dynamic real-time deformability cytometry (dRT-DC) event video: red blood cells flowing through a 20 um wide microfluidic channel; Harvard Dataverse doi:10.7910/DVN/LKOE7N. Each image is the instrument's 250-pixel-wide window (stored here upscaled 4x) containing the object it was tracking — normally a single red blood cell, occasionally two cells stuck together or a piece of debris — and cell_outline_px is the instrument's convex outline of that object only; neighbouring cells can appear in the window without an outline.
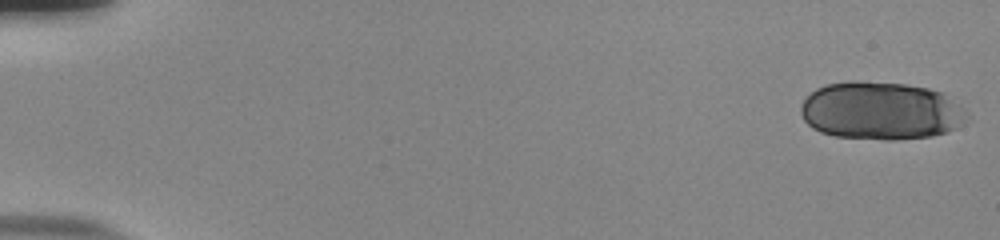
{"species": "human", "species_latin": "Homo sapiens", "temperature_condition": "room temperature", "stored_images_in_passage": 51, "camera_frame_rate_fps": 3000, "um_per_image_px": 0.085, "donor": {"sex": "male"}, "frame": {"image": 1, "passage_image": 1, "time_ms": 0.0, "image_size_px": [1000, 240], "cell_outline_px": [[964, 120], [956, 128], [948, 132], [932, 136], [896, 140], [884, 140], [836, 136], [820, 132], [812, 128], [804, 120], [800, 112], [800, 104], [816, 88], [828, 84], [852, 80], [904, 84], [928, 88], [944, 92], [960, 108]], "centroid_in_image_um": [74.8, 9.42], "position_along_channel_um": 10.2, "area_um2": 55.83}}
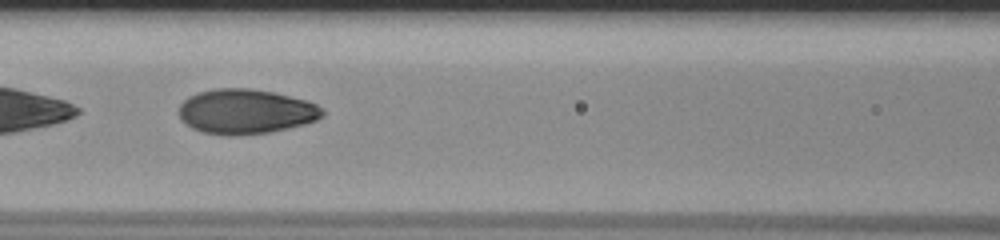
{"frame": {"image": 2, "passage_image": 26, "time_ms": 8.333, "image_size_px": [1000, 240], "cell_outline_px": [[324, 116], [316, 120], [304, 124], [288, 128], [268, 132], [236, 136], [228, 136], [204, 132], [192, 128], [180, 120], [180, 104], [188, 96], [196, 92], [216, 88], [248, 88], [272, 92], [304, 100], [316, 104], [324, 108]], "centroid_in_image_um": [20.87, 9.48], "position_along_channel_um": 145.7, "area_um2": 37.51}}
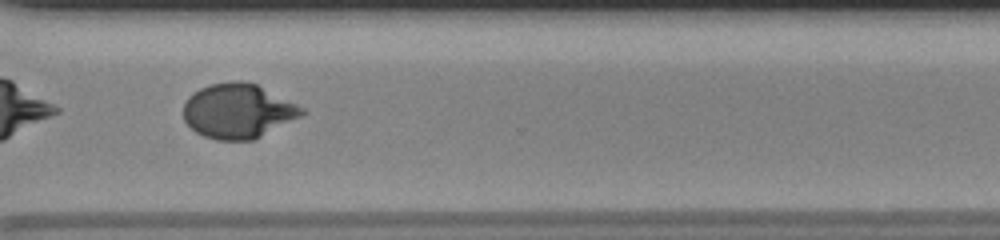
{"frame": {"image": 3, "passage_image": 42, "time_ms": 13.667, "image_size_px": [1000, 240], "cell_outline_px": [[308, 112], [252, 140], [216, 140], [204, 136], [196, 132], [184, 120], [184, 104], [188, 96], [192, 92], [200, 88], [212, 84], [232, 80], [240, 80], [256, 84], [304, 108]], "centroid_in_image_um": [20.2, 9.42], "position_along_channel_um": 350.4, "area_um2": 37.34}, "authors_computed_cell_mechanics": {"area_um2": 37.7434, "velocity_mm_per_s": 3.844, "shape_relaxation_time_tau1_ms": 5.4648, "shape_relaxation_time_tau2_ms": null, "deformation_change_tau1": 0.2363, "deformation_change_tau2": null}}